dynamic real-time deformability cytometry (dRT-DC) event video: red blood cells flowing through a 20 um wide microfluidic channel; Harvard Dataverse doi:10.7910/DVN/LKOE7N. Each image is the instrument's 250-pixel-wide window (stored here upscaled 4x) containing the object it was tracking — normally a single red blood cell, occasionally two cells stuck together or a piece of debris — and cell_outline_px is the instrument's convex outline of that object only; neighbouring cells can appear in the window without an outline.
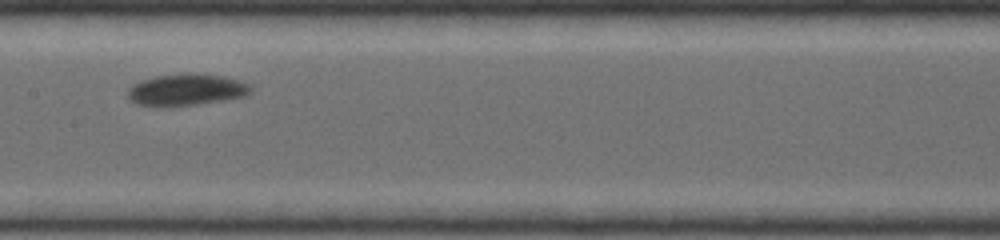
{"species": "common noctule bat (a hibernating species)", "species_latin": "Nyctalus noctula", "temperature_condition": "warm", "stored_images_in_passage": 9, "camera_frame_rate_fps": 5000, "um_per_image_px": 0.085, "animal": {"sex": "female", "body_mass_g": 19.0, "forearm_length_mm": 53.3}, "frame": {"image": 1, "passage_image": 7, "time_ms": 2.4, "image_size_px": [1000, 240], "cell_outline_px": [[252, 88], [244, 96], [224, 100], [168, 108], [160, 108], [136, 104], [128, 100], [128, 88], [132, 84], [140, 80], [156, 76], [192, 72], [224, 76], [248, 84]], "centroid_in_image_um": [15.74, 7.64], "position_along_channel_um": 191.7, "area_um2": 23.12}}
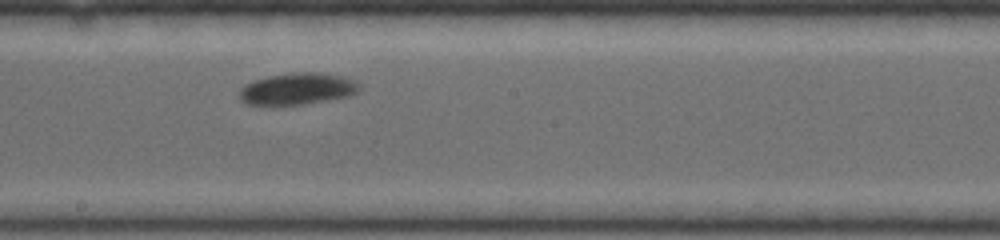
{"frame": {"image": 2, "passage_image": 8, "time_ms": 2.8, "image_size_px": [1000, 240], "cell_outline_px": [[360, 88], [356, 92], [348, 96], [304, 104], [248, 104], [240, 100], [240, 88], [244, 84], [252, 80], [268, 76], [296, 72], [320, 72], [340, 76], [352, 80], [360, 84]], "centroid_in_image_um": [25.25, 7.53], "position_along_channel_um": 223.0, "area_um2": 21.91}}
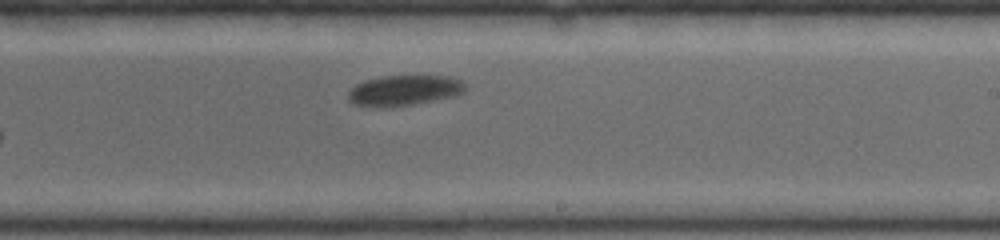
{"frame": {"image": 3, "passage_image": 9, "time_ms": 3.2, "image_size_px": [1000, 240], "cell_outline_px": [[464, 92], [456, 96], [412, 104], [384, 108], [380, 108], [356, 104], [348, 100], [348, 92], [356, 84], [368, 80], [384, 76], [448, 76], [460, 80], [464, 84]], "centroid_in_image_um": [34.35, 7.69], "position_along_channel_um": 254.7, "area_um2": 20.58}}